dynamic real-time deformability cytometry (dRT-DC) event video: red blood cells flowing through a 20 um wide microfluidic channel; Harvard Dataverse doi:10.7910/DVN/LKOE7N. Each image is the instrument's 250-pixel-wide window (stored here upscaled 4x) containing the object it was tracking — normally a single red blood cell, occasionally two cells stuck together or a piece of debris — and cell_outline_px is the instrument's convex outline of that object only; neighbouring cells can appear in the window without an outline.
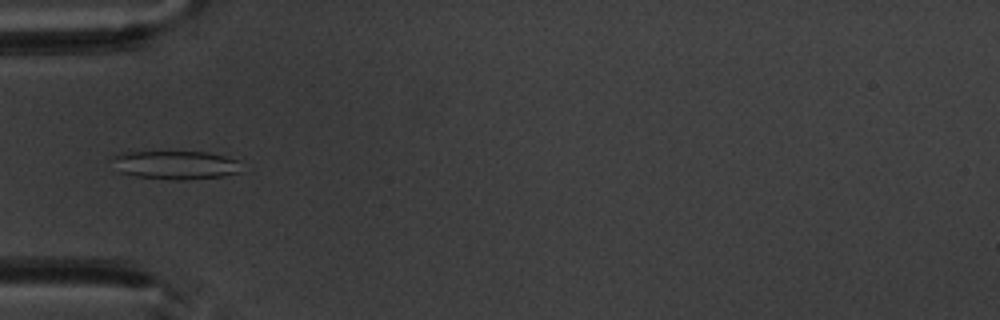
{"species": "common noctule bat (a hibernating species)", "species_latin": "Nyctalus noctula", "temperature_condition": "warm", "stored_images_in_passage": 4, "camera_frame_rate_fps": 3000, "um_per_image_px": 0.085, "animal": {"sex": "male", "body_mass_g": 20.1, "forearm_length_mm": 53.5}, "frame": {"image": 1, "passage_image": 4, "time_ms": 5.667, "image_size_px": [1000, 320], "cell_outline_px": [[240, 172], [224, 176], [184, 180], [172, 180], [136, 176], [120, 172], [112, 156], [124, 152], [208, 152], [224, 156], [236, 160]], "centroid_in_image_um": [14.93, 14.03], "position_along_channel_um": 70.1, "area_um2": 21.15}}